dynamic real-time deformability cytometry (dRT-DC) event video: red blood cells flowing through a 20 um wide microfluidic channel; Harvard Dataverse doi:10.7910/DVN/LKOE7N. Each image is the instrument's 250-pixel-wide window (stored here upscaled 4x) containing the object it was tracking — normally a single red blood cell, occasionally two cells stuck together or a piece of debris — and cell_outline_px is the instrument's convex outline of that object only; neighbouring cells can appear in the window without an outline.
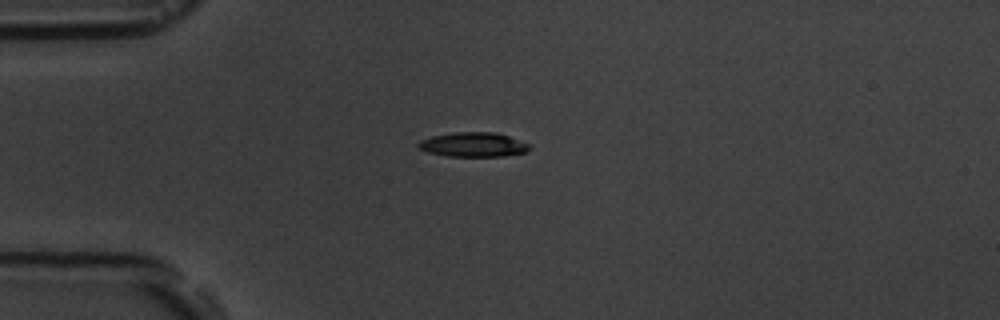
{"species": "common noctule bat (a hibernating species)", "species_latin": "Nyctalus noctula", "temperature_condition": "room temperature", "stored_images_in_passage": 10, "camera_frame_rate_fps": 3000, "um_per_image_px": 0.085, "animal": {"sex": "male", "body_mass_g": 19.5, "forearm_length_mm": 54.6}, "frame": {"image": 1, "passage_image": 5, "time_ms": 4.667, "image_size_px": [1000, 320], "cell_outline_px": [[532, 148], [524, 152], [504, 156], [444, 156], [428, 152], [416, 148], [416, 144], [420, 140], [432, 136], [456, 132], [496, 132], [532, 144]], "centroid_in_image_um": [40.22, 12.29], "position_along_channel_um": 44.8, "area_um2": 16.01}}
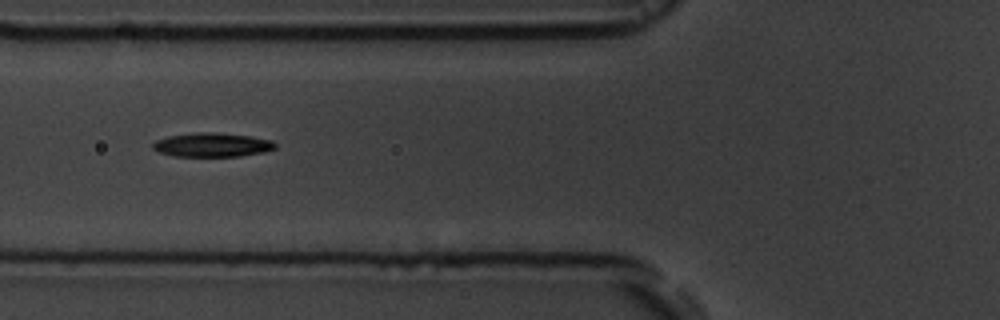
{"frame": {"image": 2, "passage_image": 7, "time_ms": 7.0, "image_size_px": [1000, 320], "cell_outline_px": [[276, 148], [264, 152], [240, 156], [176, 156], [160, 152], [152, 148], [152, 144], [156, 140], [168, 136], [196, 132], [212, 132], [252, 136], [272, 140], [276, 144]], "centroid_in_image_um": [18.06, 12.3], "position_along_channel_um": 107.7, "area_um2": 17.11}}
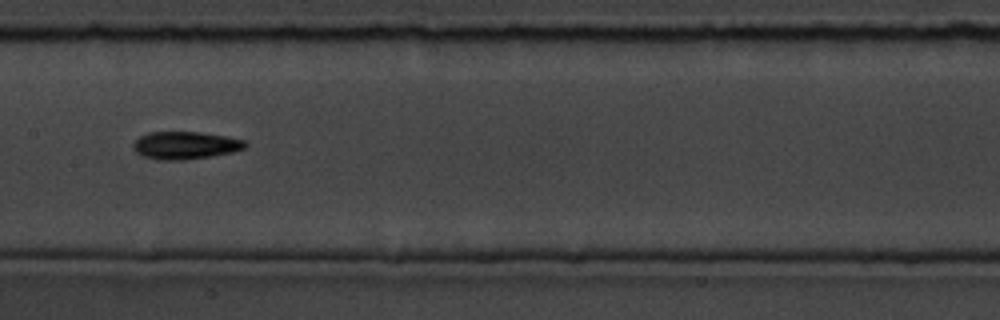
{"frame": {"image": 3, "passage_image": 9, "time_ms": 9.333, "image_size_px": [1000, 320], "cell_outline_px": [[248, 144], [244, 148], [232, 152], [212, 156], [184, 160], [156, 160], [144, 156], [136, 152], [132, 148], [132, 144], [140, 136], [148, 132], [200, 132], [228, 136], [244, 140]], "centroid_in_image_um": [15.74, 12.35], "position_along_channel_um": 191.7, "area_um2": 18.15}}